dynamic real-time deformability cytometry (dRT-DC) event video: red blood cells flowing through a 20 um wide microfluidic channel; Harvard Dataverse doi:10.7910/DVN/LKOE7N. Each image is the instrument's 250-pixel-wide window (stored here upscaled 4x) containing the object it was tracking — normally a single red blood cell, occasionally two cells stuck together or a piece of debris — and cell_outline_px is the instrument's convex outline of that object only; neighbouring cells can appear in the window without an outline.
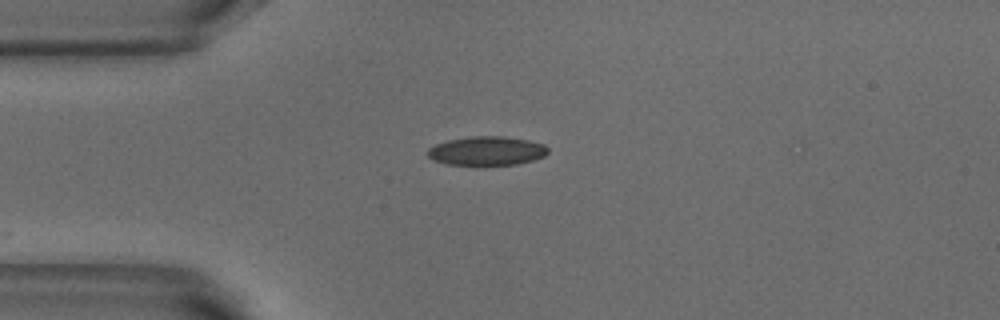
{"species": "common noctule bat (a hibernating species)", "species_latin": "Nyctalus noctula", "temperature_condition": "warm", "stored_images_in_passage": 2, "camera_frame_rate_fps": 3000, "um_per_image_px": 0.085, "animal": {"sex": "male", "body_mass_g": 18.8}, "frame": {"image": 1, "passage_image": 2, "time_ms": 0.333, "image_size_px": [1000, 320], "cell_outline_px": [[548, 152], [544, 156], [532, 160], [516, 164], [484, 168], [448, 164], [432, 160], [428, 156], [428, 148], [436, 144], [448, 140], [472, 136], [504, 136], [528, 140], [544, 144], [548, 148]], "centroid_in_image_um": [41.36, 12.87], "position_along_channel_um": 43.6, "area_um2": 21.04}}